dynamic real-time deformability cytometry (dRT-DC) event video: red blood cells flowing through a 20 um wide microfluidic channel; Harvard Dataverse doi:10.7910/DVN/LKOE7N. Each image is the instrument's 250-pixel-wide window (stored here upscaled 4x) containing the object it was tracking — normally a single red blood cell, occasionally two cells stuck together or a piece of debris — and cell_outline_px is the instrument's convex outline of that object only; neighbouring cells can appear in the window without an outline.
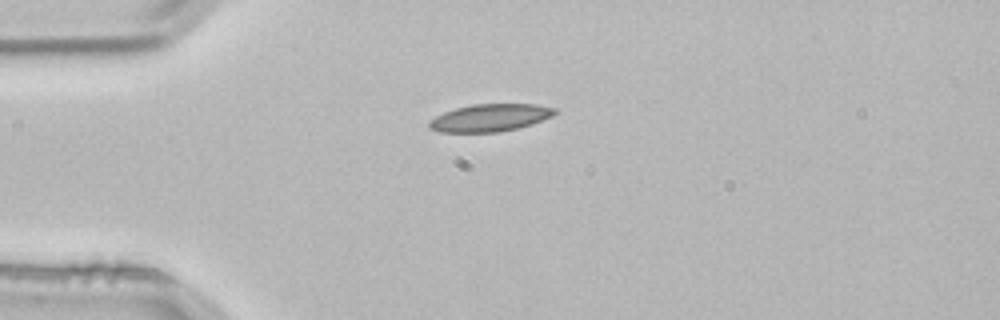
{"species": "common noctule bat (a hibernating species)", "species_latin": "Nyctalus noctula", "temperature_condition": "room temperature", "stored_images_in_passage": 1, "camera_frame_rate_fps": 3000, "um_per_image_px": 0.085, "animal": {"sex": "male", "body_mass_g": 21.5, "forearm_length_mm": 52.0}, "frame": {"image": 1, "passage_image": 1, "time_ms": 0.0, "image_size_px": [1000, 320], "cell_outline_px": [[560, 112], [552, 116], [532, 124], [500, 132], [440, 132], [428, 128], [428, 120], [444, 112], [456, 108], [472, 104], [536, 104], [556, 108]], "centroid_in_image_um": [41.66, 10.0], "position_along_channel_um": 43.3, "area_um2": 20.23}}